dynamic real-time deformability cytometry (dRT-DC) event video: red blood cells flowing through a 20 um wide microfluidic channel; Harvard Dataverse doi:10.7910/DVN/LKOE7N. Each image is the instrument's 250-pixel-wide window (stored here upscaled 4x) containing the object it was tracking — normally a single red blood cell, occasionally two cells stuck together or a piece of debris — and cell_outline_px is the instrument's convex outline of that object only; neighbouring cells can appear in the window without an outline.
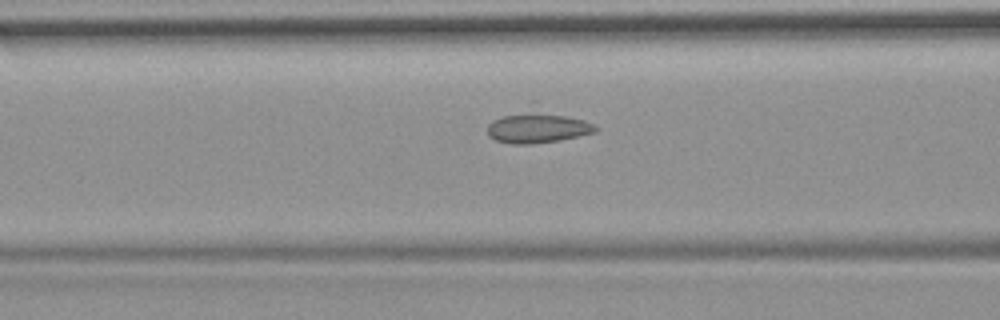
{"species": "common noctule bat (a hibernating species)", "species_latin": "Nyctalus noctula", "temperature_condition": "room temperature", "stored_images_in_passage": 49, "camera_frame_rate_fps": 3000, "um_per_image_px": 0.085, "animal": {"sex": "female", "body_mass_g": 19.9}, "frame": {"image": 1, "passage_image": 22, "time_ms": 7.0, "image_size_px": [1000, 320], "cell_outline_px": [[600, 128], [596, 132], [560, 140], [532, 144], [512, 144], [496, 140], [488, 136], [488, 124], [492, 120], [532, 100], [536, 100], [596, 124]], "centroid_in_image_um": [45.74, 10.63], "position_along_channel_um": 120.9, "area_um2": 22.66}, "authors_computed_cell_mechanics": {"area_um2": 19.652, "velocity_mm_per_s": 3.706, "shape_relaxation_time_tau1_ms": 0.3391, "shape_relaxation_time_tau2_ms": null, "deformation_change_tau1": 0.0629, "deformation_change_tau2": null}}